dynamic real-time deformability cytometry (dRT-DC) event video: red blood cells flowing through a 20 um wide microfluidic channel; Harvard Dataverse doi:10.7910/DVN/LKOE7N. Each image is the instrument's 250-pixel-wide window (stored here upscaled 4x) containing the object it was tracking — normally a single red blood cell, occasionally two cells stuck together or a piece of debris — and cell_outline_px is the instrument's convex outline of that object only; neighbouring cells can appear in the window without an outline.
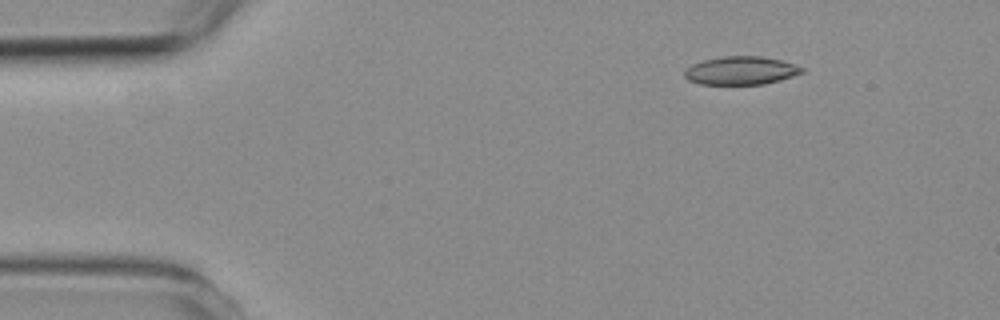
{"species": "common noctule bat (a hibernating species)", "species_latin": "Nyctalus noctula", "temperature_condition": "room temperature", "stored_images_in_passage": 4, "segment_of_instrument_passage": [1, 2], "camera_frame_rate_fps": 3000, "um_per_image_px": 0.085, "animal": {"sex": "female", "body_mass_g": 19.3, "forearm_length_mm": 54.1}, "frame": {"image": 1, "passage_image": 1, "time_ms": 0.0, "image_size_px": [1000, 320], "cell_outline_px": [[804, 72], [780, 80], [764, 84], [700, 84], [688, 80], [684, 76], [684, 72], [692, 64], [704, 60], [724, 56], [760, 56], [780, 60], [804, 68]], "centroid_in_image_um": [62.96, 6.0], "position_along_channel_um": 22.0, "area_um2": 19.13}}